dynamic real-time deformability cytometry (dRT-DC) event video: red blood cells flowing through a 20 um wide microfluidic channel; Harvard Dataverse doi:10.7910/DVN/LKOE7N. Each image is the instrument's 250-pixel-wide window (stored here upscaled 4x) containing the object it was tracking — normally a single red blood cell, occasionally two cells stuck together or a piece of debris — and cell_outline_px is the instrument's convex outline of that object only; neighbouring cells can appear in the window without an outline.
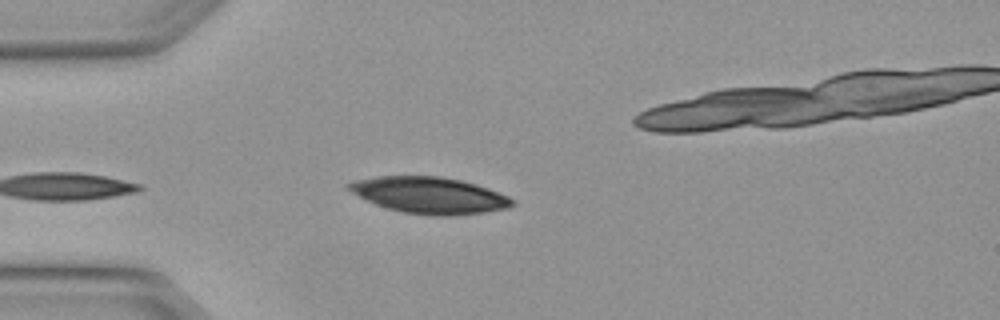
{"species": "Egyptian fruit bat (a non-hibernating species)", "species_latin": "Rousettus aegyptiacus", "temperature_condition": "warm", "stored_images_in_passage": 4, "camera_frame_rate_fps": 3000, "um_per_image_px": 0.085, "animal": {"sex": "female"}, "frame": {"image": 1, "passage_image": 3, "time_ms": 0.667, "image_size_px": [1000, 320], "cell_outline_px": [[516, 204], [508, 208], [484, 212], [452, 216], [432, 216], [400, 212], [376, 204], [344, 188], [344, 184], [352, 180], [376, 176], [440, 176], [460, 180], [476, 184], [488, 188], [508, 196], [516, 200]], "centroid_in_image_um": [36.49, 16.59], "position_along_channel_um": 48.5, "area_um2": 35.03}}